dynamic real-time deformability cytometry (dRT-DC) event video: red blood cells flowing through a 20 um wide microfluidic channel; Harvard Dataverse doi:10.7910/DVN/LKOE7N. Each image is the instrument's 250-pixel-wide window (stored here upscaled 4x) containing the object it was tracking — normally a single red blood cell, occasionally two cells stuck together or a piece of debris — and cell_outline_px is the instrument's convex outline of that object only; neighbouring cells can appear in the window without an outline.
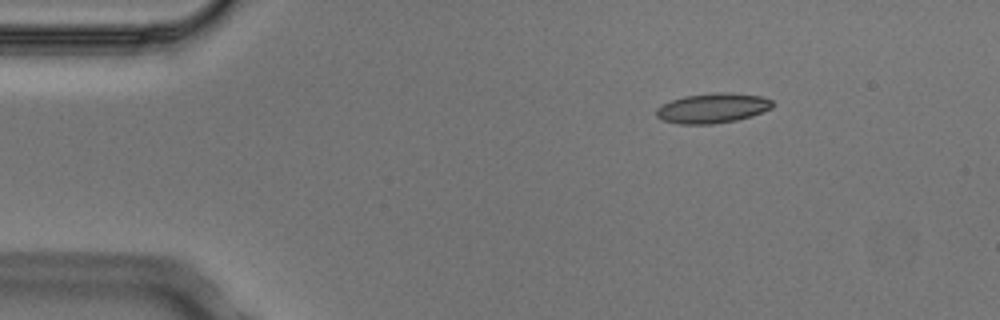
{"species": "Egyptian fruit bat (a non-hibernating species)", "species_latin": "Rousettus aegyptiacus", "temperature_condition": "cold", "stored_images_in_passage": 3, "camera_frame_rate_fps": 3000, "um_per_image_px": 0.085, "animal": {"sex": "male"}, "frame": {"image": 1, "passage_image": 1, "time_ms": 0.0, "image_size_px": [1000, 320], "cell_outline_px": [[772, 108], [752, 116], [736, 120], [712, 124], [680, 124], [660, 120], [656, 116], [656, 108], [660, 104], [684, 96], [712, 92], [728, 92], [760, 96], [772, 100]], "centroid_in_image_um": [60.52, 9.19], "position_along_channel_um": 24.5, "area_um2": 20.4}}